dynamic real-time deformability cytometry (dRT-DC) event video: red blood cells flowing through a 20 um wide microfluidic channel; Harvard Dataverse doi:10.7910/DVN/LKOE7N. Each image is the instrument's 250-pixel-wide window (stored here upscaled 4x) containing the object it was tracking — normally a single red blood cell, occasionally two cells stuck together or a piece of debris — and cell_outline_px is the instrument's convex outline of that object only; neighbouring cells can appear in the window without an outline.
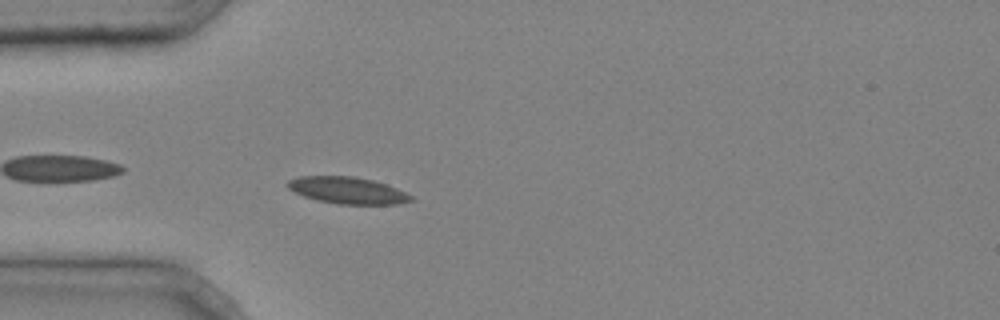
{"species": "common noctule bat (a hibernating species)", "species_latin": "Nyctalus noctula", "temperature_condition": "cold", "stored_images_in_passage": 4, "camera_frame_rate_fps": 3000, "um_per_image_px": 0.085, "animal": {"sex": "male", "body_mass_g": 20.4}, "frame": {"image": 1, "passage_image": 4, "time_ms": 1.0, "image_size_px": [1000, 320], "cell_outline_px": [[416, 200], [396, 204], [336, 204], [316, 200], [304, 196], [288, 188], [284, 184], [288, 180], [300, 176], [356, 176], [388, 184], [412, 196]], "centroid_in_image_um": [29.54, 16.18], "position_along_channel_um": 55.5, "area_um2": 19.36}}